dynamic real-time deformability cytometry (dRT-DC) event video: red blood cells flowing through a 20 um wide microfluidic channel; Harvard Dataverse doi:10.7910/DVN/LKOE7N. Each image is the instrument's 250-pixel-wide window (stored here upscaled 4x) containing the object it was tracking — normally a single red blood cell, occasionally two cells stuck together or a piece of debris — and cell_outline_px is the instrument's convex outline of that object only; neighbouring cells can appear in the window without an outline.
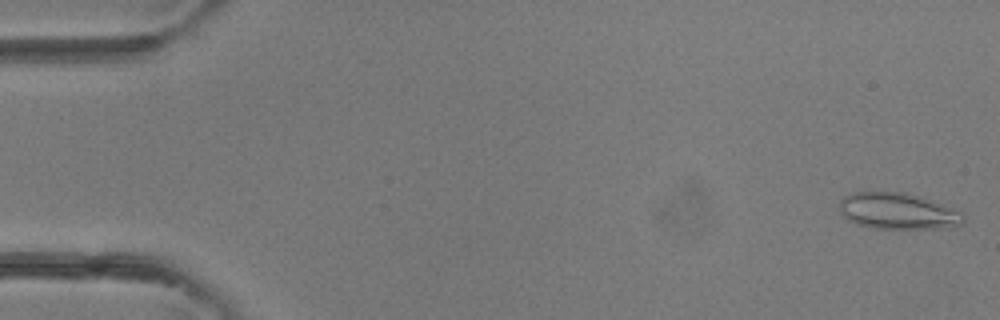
{"species": "common noctule bat (a hibernating species)", "species_latin": "Nyctalus noctula", "temperature_condition": "room temperature", "stored_images_in_passage": 41, "camera_frame_rate_fps": 3000, "um_per_image_px": 0.085, "animal": {"sex": "female"}, "frame": {"image": 1, "passage_image": 1, "time_ms": 0.0, "image_size_px": [1000, 320], "cell_outline_px": [[964, 220], [960, 224], [948, 228], [876, 228], [856, 224], [848, 220], [840, 212], [840, 200], [844, 196], [852, 192], [904, 192], [964, 212]], "centroid_in_image_um": [76.29, 17.95], "position_along_channel_um": 8.7, "area_um2": 25.95}}
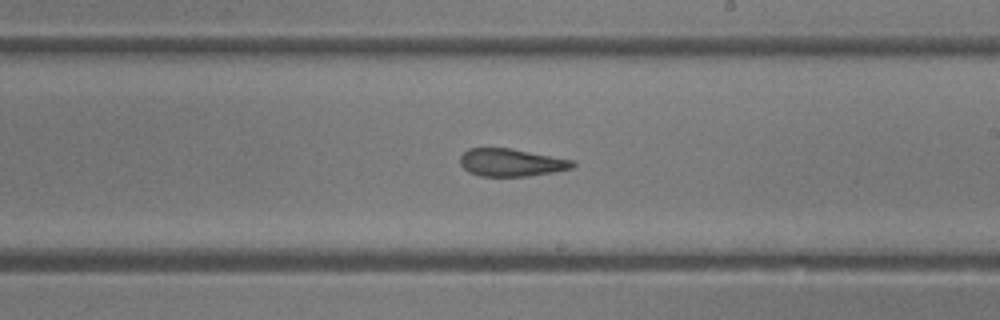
{"frame": {"image": 2, "passage_image": 24, "time_ms": 7.667, "image_size_px": [1000, 320], "cell_outline_px": [[576, 164], [572, 168], [552, 172], [528, 176], [480, 176], [468, 172], [460, 164], [460, 156], [468, 148], [508, 148], [576, 160]], "centroid_in_image_um": [43.46, 13.81], "position_along_channel_um": 245.5, "area_um2": 18.15}}
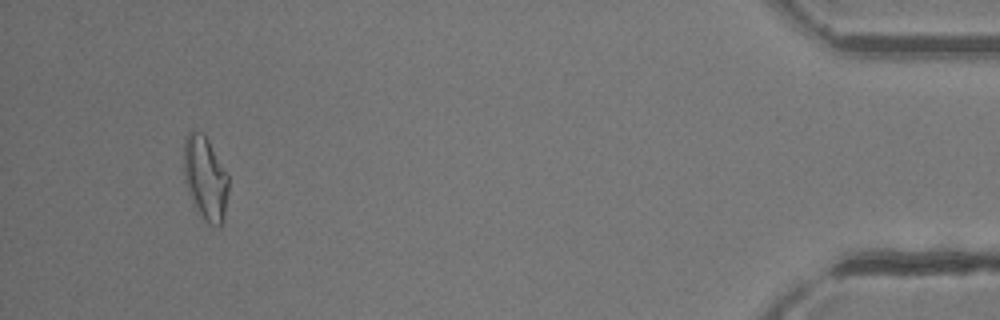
{"frame": {"image": 3, "passage_image": 39, "time_ms": 12.667, "image_size_px": [1000, 320], "cell_outline_px": [[228, 192], [224, 216], [220, 228], [216, 228], [208, 224], [200, 216], [192, 204], [184, 180], [184, 140], [188, 132], [192, 128], [204, 132], [228, 172]], "centroid_in_image_um": [17.45, 15.13], "position_along_channel_um": 417.7, "area_um2": 22.6}}